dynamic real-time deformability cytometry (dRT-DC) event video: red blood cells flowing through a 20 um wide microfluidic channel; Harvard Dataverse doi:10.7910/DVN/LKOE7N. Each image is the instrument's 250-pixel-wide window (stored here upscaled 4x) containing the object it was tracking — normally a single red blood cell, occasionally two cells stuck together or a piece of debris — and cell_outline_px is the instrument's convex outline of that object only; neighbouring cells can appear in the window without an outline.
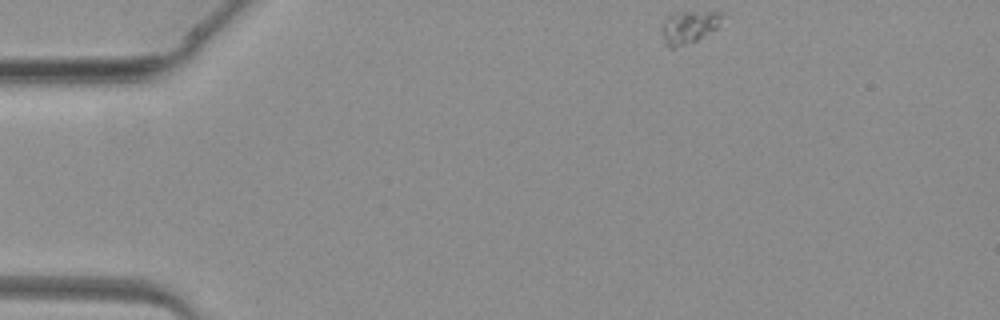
{"species": "common noctule bat (a hibernating species)", "species_latin": "Nyctalus noctula", "temperature_condition": "warm", "stored_images_in_passage": 36, "camera_frame_rate_fps": 3000, "um_per_image_px": 0.085, "animal": {"sex": "female", "body_mass_g": 19.3, "forearm_length_mm": 54.1}, "frame": {"image": 1, "passage_image": 1, "time_ms": 0.0, "image_size_px": [1000, 320], "cell_outline_px": [[720, 16], [716, 28], [696, 40], [676, 48], [668, 48], [664, 44], [660, 32], [664, 16], [672, 12], [720, 12]], "centroid_in_image_um": [58.4, 2.31], "position_along_channel_um": 26.6, "area_um2": 11.44}}
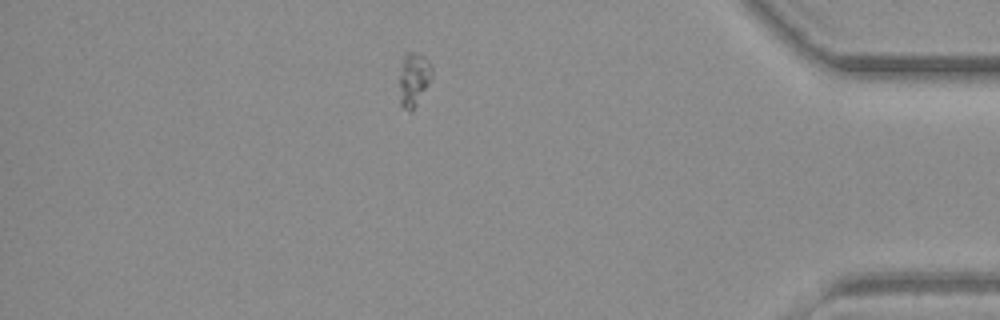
{"frame": {"image": 2, "passage_image": 31, "time_ms": 10.0, "image_size_px": [1000, 320], "cell_outline_px": [[432, 76], [428, 84], [412, 112], [408, 112], [400, 104], [400, 76], [404, 52], [412, 52], [424, 56], [432, 64]], "centroid_in_image_um": [35.17, 6.73], "position_along_channel_um": 400.0, "area_um2": 10.12}}